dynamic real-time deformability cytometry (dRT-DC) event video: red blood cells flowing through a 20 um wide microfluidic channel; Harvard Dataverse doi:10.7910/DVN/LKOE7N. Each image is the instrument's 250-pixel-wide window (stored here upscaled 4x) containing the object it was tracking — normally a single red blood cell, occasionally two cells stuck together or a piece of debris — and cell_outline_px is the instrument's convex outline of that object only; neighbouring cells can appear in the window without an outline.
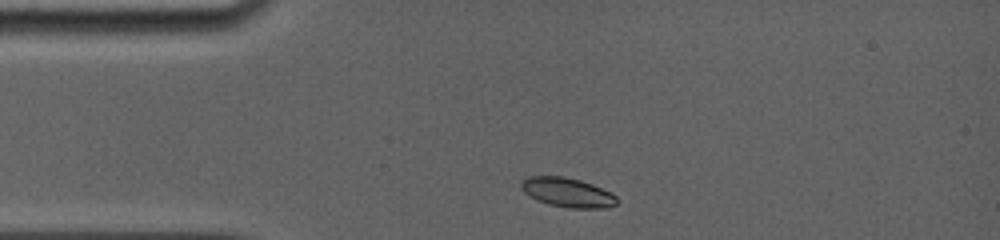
{"species": "common noctule bat (a hibernating species)", "species_latin": "Nyctalus noctula", "temperature_condition": "room temperature", "stored_images_in_passage": 31, "camera_frame_rate_fps": 5000, "um_per_image_px": 0.085, "animal": {"sex": "female", "body_mass_g": 19.0, "forearm_length_mm": 56.7}, "frame": {"image": 1, "passage_image": 2, "time_ms": 0.4, "image_size_px": [1000, 240], "cell_outline_px": [[620, 200], [616, 204], [608, 208], [568, 208], [548, 204], [536, 200], [528, 196], [520, 188], [520, 180], [528, 176], [564, 176], [580, 180], [592, 184], [612, 192]], "centroid_in_image_um": [48.23, 16.36], "position_along_channel_um": 36.8, "area_um2": 16.76}}
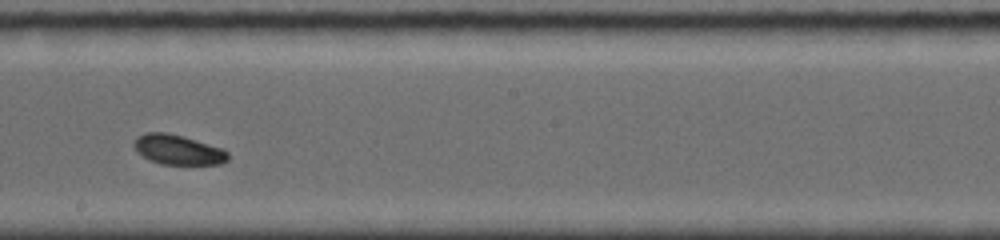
{"frame": {"image": 2, "passage_image": 19, "time_ms": 6.2, "image_size_px": [1000, 240], "cell_outline_px": [[228, 160], [220, 164], [160, 164], [148, 160], [132, 144], [144, 132], [168, 132], [220, 148], [228, 152]], "centroid_in_image_um": [15.12, 12.73], "position_along_channel_um": 233.1, "area_um2": 15.95}}
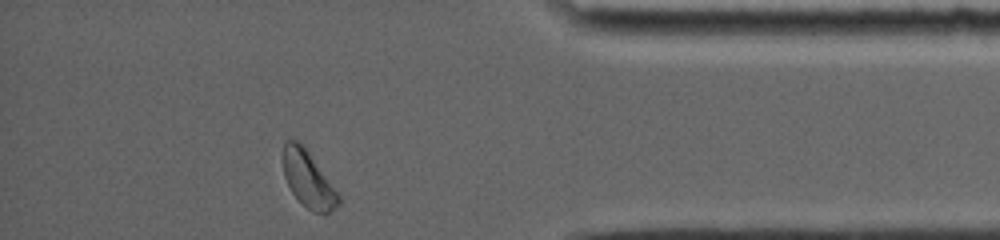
{"frame": {"image": 3, "passage_image": 31, "time_ms": 11.2, "image_size_px": [1000, 240], "cell_outline_px": [[340, 204], [328, 212], [312, 212], [292, 192], [284, 176], [284, 140], [296, 140], [308, 152], [340, 196]], "centroid_in_image_um": [26.19, 15.25], "position_along_channel_um": 409.0, "area_um2": 17.34}, "authors_computed_cell_mechanics": {"area_um2": 16.2418, "velocity_mm_per_s": 3.8312, "shape_relaxation_time_tau1_ms": 7.394, "shape_relaxation_time_tau2_ms": null, "deformation_change_tau1": 0.1771, "deformation_change_tau2": null}}